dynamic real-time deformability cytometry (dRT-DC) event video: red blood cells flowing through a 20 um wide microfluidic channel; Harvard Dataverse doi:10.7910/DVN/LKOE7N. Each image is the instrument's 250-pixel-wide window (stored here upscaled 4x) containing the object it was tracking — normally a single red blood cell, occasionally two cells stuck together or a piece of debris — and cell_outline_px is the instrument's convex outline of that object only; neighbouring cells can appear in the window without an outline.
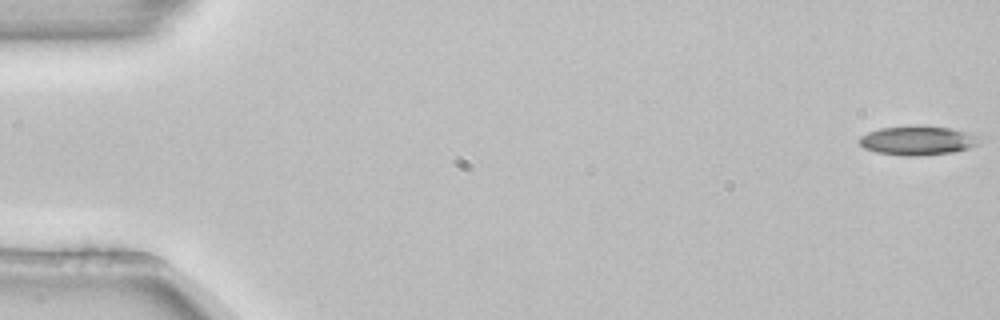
{"species": "common noctule bat (a hibernating species)", "species_latin": "Nyctalus noctula", "temperature_condition": "room temperature", "stored_images_in_passage": 6, "segment_of_instrument_passage": [1, 2], "camera_frame_rate_fps": 3000, "um_per_image_px": 0.085, "animal": {"sex": "female", "body_mass_g": 22.7, "forearm_length_mm": 54.2}, "frame": {"image": 1, "passage_image": 1, "time_ms": 0.0, "image_size_px": [1000, 320], "cell_outline_px": [[984, 140], [980, 144], [968, 148], [952, 152], [920, 156], [904, 156], [876, 152], [864, 148], [856, 140], [860, 136], [868, 132], [880, 128], [952, 128], [968, 132]], "centroid_in_image_um": [78.01, 11.99], "position_along_channel_um": 7.0, "area_um2": 19.88}}
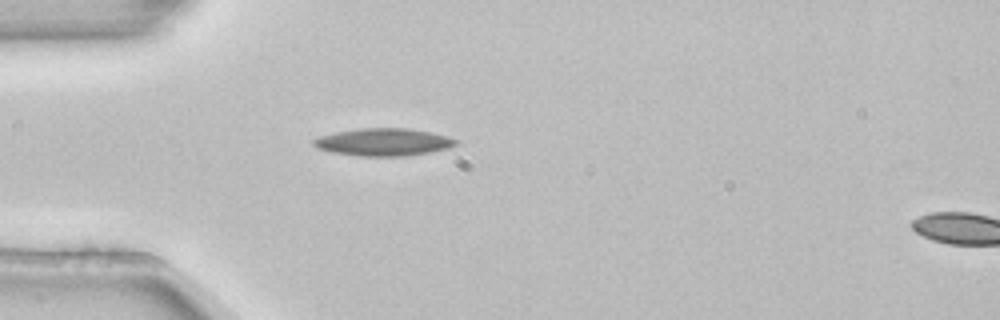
{"frame": {"image": 2, "passage_image": 5, "time_ms": 1.333, "image_size_px": [1000, 320], "cell_outline_px": [[460, 140], [456, 144], [448, 148], [428, 152], [404, 156], [360, 156], [332, 152], [316, 148], [312, 144], [312, 140], [320, 136], [336, 132], [360, 128], [408, 128], [448, 136]], "centroid_in_image_um": [32.58, 12.07], "position_along_channel_um": 52.4, "area_um2": 22.72}}